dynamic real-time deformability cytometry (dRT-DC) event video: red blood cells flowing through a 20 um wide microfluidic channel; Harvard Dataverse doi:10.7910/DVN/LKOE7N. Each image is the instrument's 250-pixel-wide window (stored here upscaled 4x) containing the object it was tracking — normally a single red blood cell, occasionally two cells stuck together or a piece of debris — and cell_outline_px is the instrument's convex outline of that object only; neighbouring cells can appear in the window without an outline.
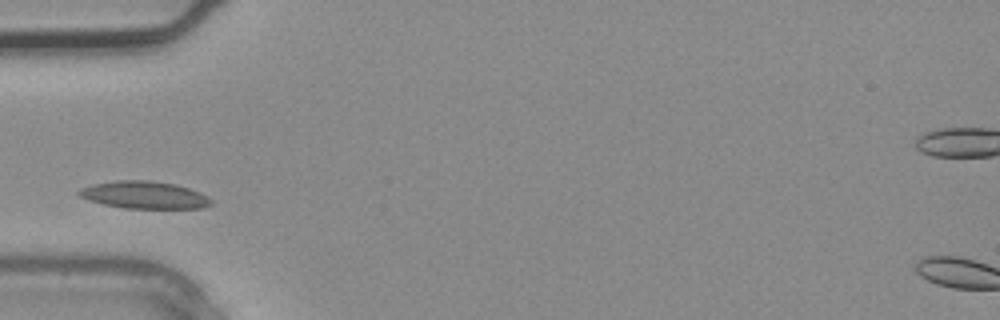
{"species": "common noctule bat (a hibernating species)", "species_latin": "Nyctalus noctula", "temperature_condition": "warm", "stored_images_in_passage": 1, "camera_frame_rate_fps": 3000, "um_per_image_px": 0.085, "animal": {"sex": "male", "body_mass_g": 20.4}, "frame": {"image": 1, "passage_image": 1, "time_ms": 0.0, "image_size_px": [1000, 320], "cell_outline_px": [[212, 204], [204, 208], [124, 208], [104, 204], [88, 200], [80, 196], [76, 192], [80, 188], [92, 184], [116, 180], [148, 180], [176, 184], [200, 192], [208, 196], [212, 200]], "centroid_in_image_um": [12.27, 16.57], "position_along_channel_um": 72.7, "area_um2": 21.15}}